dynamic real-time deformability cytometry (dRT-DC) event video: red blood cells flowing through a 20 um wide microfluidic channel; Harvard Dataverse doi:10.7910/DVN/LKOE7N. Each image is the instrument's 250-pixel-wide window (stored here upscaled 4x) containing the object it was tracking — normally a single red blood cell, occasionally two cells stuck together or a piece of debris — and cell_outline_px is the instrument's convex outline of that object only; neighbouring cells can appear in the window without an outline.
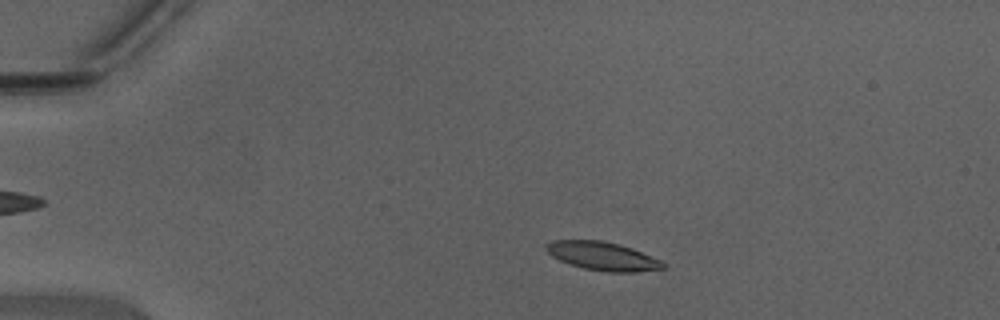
{"species": "Egyptian fruit bat (a non-hibernating species)", "species_latin": "Rousettus aegyptiacus", "temperature_condition": "warm", "stored_images_in_passage": 19, "camera_frame_rate_fps": 3000, "um_per_image_px": 0.085, "animal": {"sex": "male"}, "frame": {"image": 1, "passage_image": 7, "time_ms": 2.0, "image_size_px": [1000, 320], "cell_outline_px": [[668, 268], [636, 272], [604, 272], [584, 268], [568, 264], [552, 256], [544, 248], [544, 244], [552, 240], [600, 240], [620, 244], [632, 248], [660, 260], [668, 264]], "centroid_in_image_um": [51.23, 21.77], "position_along_channel_um": 33.8, "area_um2": 19.65}}